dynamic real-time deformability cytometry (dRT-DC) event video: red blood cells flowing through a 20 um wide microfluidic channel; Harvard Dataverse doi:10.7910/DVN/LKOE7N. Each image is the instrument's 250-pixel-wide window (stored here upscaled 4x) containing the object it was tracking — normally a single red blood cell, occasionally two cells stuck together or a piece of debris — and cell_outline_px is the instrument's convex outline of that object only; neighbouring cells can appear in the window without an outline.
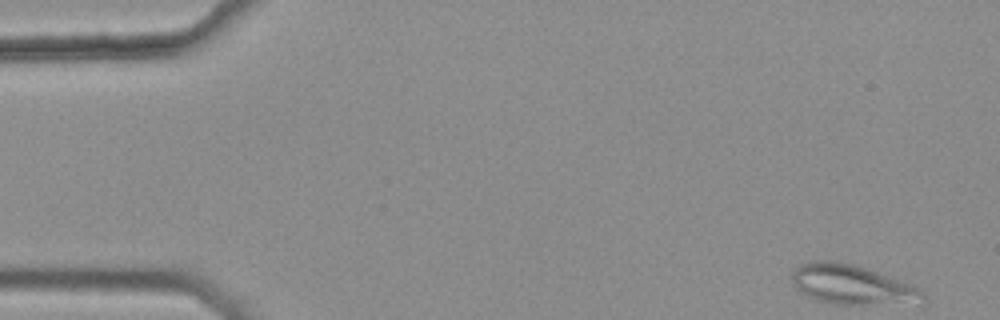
{"species": "common noctule bat (a hibernating species)", "species_latin": "Nyctalus noctula", "temperature_condition": "warm", "stored_images_in_passage": 42, "camera_frame_rate_fps": 3000, "um_per_image_px": 0.085, "animal": {"sex": "female", "body_mass_g": 25.1}, "frame": {"image": 1, "passage_image": 1, "time_ms": 0.0, "image_size_px": [1000, 320], "cell_outline_px": [[924, 304], [836, 304], [816, 300], [796, 292], [792, 284], [792, 272], [800, 264], [812, 260], [836, 260], [868, 268], [920, 288], [924, 296]], "centroid_in_image_um": [72.39, 24.2], "position_along_channel_um": 12.6, "area_um2": 30.81}}
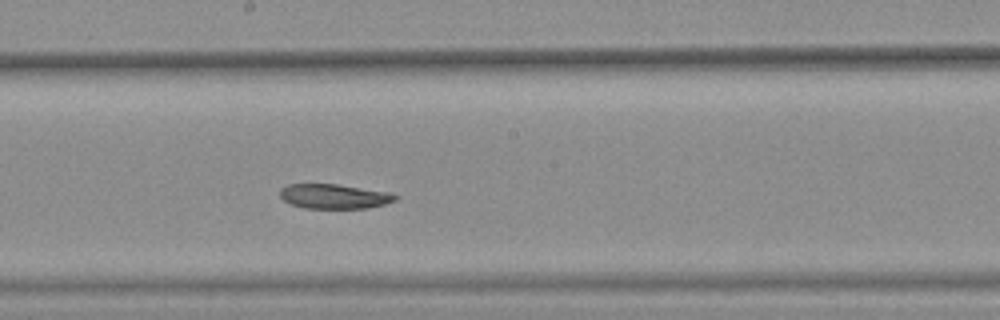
{"frame": {"image": 2, "passage_image": 27, "time_ms": 8.667, "image_size_px": [1000, 320], "cell_outline_px": [[400, 196], [396, 200], [384, 204], [368, 208], [304, 208], [288, 204], [280, 196], [280, 188], [288, 184], [336, 184], [388, 192]], "centroid_in_image_um": [28.38, 16.69], "position_along_channel_um": 219.8, "area_um2": 16.59}}
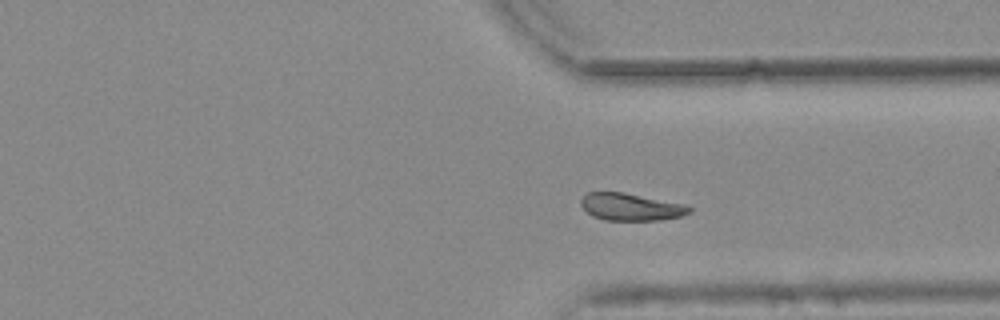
{"frame": {"image": 3, "passage_image": 38, "time_ms": 12.333, "image_size_px": [1000, 320], "cell_outline_px": [[692, 212], [680, 216], [660, 220], [604, 220], [592, 216], [580, 204], [580, 200], [588, 192], [624, 192], [688, 204], [692, 208]], "centroid_in_image_um": [53.67, 17.58], "position_along_channel_um": 357.7, "area_um2": 17.4}}